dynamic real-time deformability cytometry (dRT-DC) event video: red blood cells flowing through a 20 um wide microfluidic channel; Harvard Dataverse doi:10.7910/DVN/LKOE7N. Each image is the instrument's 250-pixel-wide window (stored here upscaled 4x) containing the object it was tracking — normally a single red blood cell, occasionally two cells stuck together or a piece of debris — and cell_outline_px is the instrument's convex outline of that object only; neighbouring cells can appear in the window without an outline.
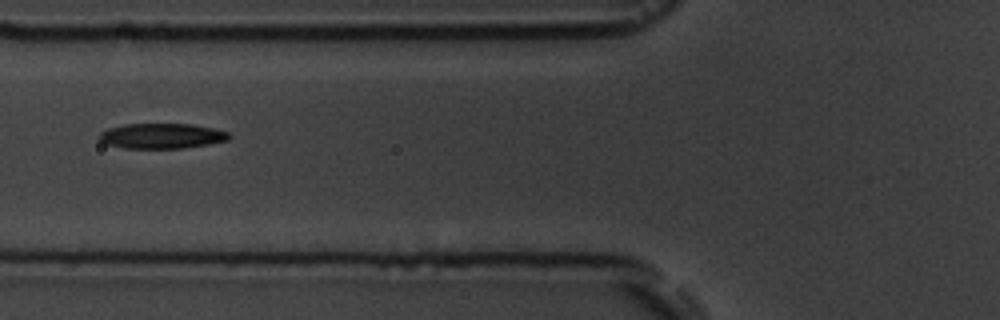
{"species": "common noctule bat (a hibernating species)", "species_latin": "Nyctalus noctula", "temperature_condition": "room temperature", "stored_images_in_passage": 9, "camera_frame_rate_fps": 3000, "um_per_image_px": 0.085, "animal": {"sex": "male", "body_mass_g": 19.5, "forearm_length_mm": 54.6}, "frame": {"image": 1, "passage_image": 7, "time_ms": 6.667, "image_size_px": [1000, 320], "cell_outline_px": [[232, 136], [228, 140], [208, 144], [184, 148], [124, 148], [104, 144], [96, 136], [100, 132], [108, 128], [124, 124], [192, 124], [212, 128], [228, 132]], "centroid_in_image_um": [13.71, 11.55], "position_along_channel_um": 112.1, "area_um2": 19.19}}
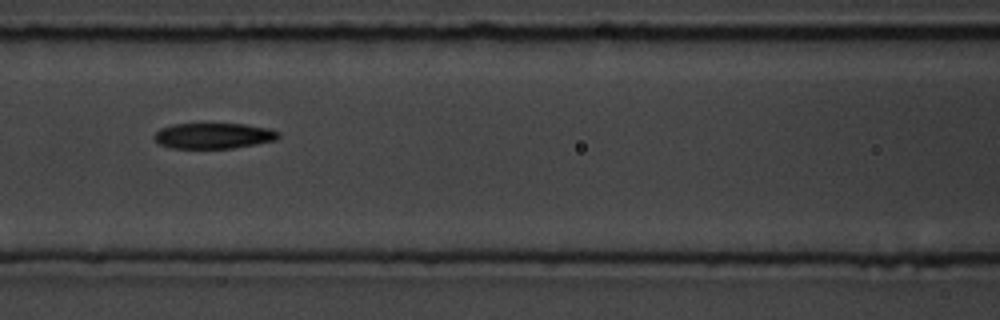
{"frame": {"image": 2, "passage_image": 8, "time_ms": 7.667, "image_size_px": [1000, 320], "cell_outline_px": [[280, 136], [276, 140], [256, 144], [232, 148], [172, 148], [160, 144], [152, 136], [160, 128], [172, 124], [244, 124], [268, 128], [280, 132]], "centroid_in_image_um": [18.15, 11.54], "position_along_channel_um": 148.4, "area_um2": 18.55}}
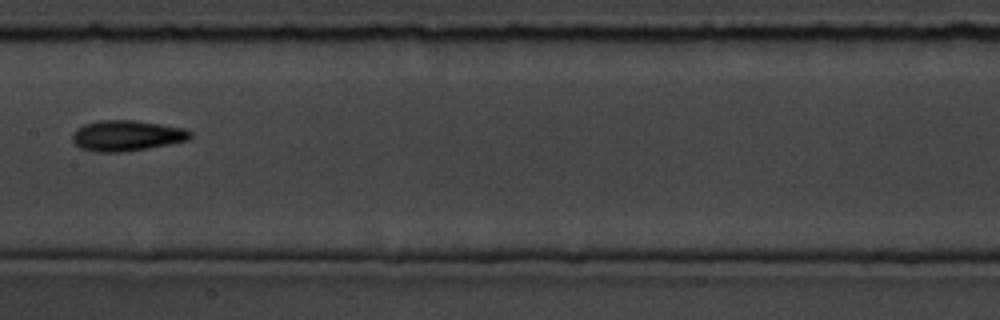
{"frame": {"image": 3, "passage_image": 9, "time_ms": 9.0, "image_size_px": [1000, 320], "cell_outline_px": [[192, 136], [188, 140], [148, 148], [124, 152], [96, 152], [80, 148], [72, 140], [72, 132], [76, 128], [84, 124], [100, 120], [136, 120], [184, 128], [192, 132]], "centroid_in_image_um": [10.75, 11.53], "position_along_channel_um": 196.7, "area_um2": 21.15}}